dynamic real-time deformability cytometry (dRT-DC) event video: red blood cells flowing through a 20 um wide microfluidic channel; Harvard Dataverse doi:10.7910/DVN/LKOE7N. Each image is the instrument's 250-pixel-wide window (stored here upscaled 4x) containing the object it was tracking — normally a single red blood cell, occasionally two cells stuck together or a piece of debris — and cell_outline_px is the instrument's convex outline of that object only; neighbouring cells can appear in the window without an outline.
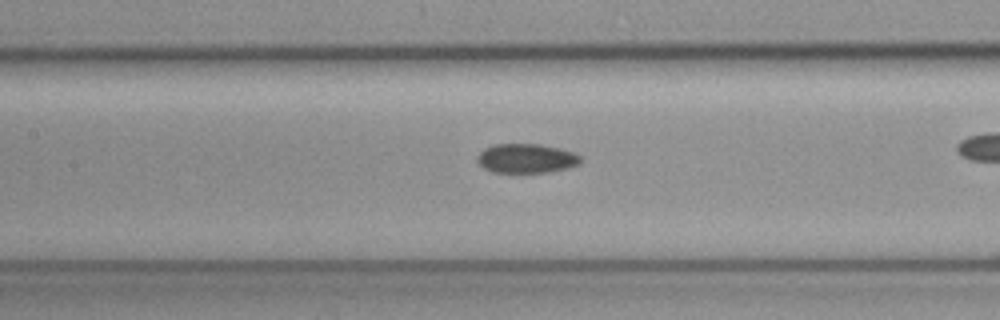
{"species": "common noctule bat (a hibernating species)", "species_latin": "Nyctalus noctula", "temperature_condition": "cold", "stored_images_in_passage": 44, "camera_frame_rate_fps": 3000, "um_per_image_px": 0.085, "animal": {"sex": "female", "body_mass_g": 19.3, "forearm_length_mm": 54.1}, "frame": {"image": 1, "passage_image": 26, "time_ms": 8.333, "image_size_px": [1000, 320], "cell_outline_px": [[580, 164], [568, 168], [552, 172], [492, 172], [484, 168], [476, 160], [476, 156], [484, 148], [492, 144], [540, 144], [560, 148], [572, 152], [580, 156]], "centroid_in_image_um": [44.72, 13.46], "position_along_channel_um": 162.7, "area_um2": 17.74}}